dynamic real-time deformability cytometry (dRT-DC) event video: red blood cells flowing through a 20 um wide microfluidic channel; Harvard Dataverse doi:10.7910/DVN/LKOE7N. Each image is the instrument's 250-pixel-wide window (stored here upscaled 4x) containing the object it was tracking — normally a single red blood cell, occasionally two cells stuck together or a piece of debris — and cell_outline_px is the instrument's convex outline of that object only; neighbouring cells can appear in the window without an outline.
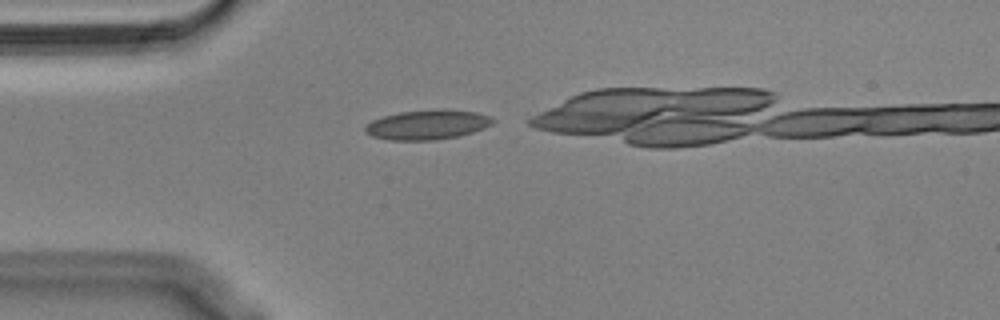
{"species": "Egyptian fruit bat (a non-hibernating species)", "species_latin": "Rousettus aegyptiacus", "temperature_condition": "cold", "stored_images_in_passage": 5, "camera_frame_rate_fps": 3000, "um_per_image_px": 0.085, "animal": {"sex": "male"}, "frame": {"image": 1, "passage_image": 1, "time_ms": 0.0, "image_size_px": [1000, 320], "cell_outline_px": [[496, 120], [492, 124], [484, 128], [472, 132], [456, 136], [436, 140], [388, 140], [372, 136], [364, 132], [364, 128], [372, 120], [384, 116], [400, 112], [436, 108], [444, 108], [476, 112], [488, 116]], "centroid_in_image_um": [36.33, 10.58], "position_along_channel_um": 48.7, "area_um2": 22.2}}